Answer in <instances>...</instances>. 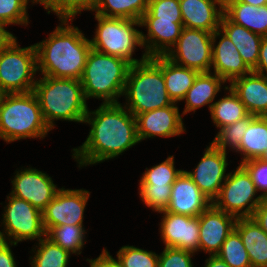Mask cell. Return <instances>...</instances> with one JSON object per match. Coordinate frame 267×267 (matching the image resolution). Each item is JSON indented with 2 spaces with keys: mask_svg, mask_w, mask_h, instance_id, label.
I'll list each match as a JSON object with an SVG mask.
<instances>
[{
  "mask_svg": "<svg viewBox=\"0 0 267 267\" xmlns=\"http://www.w3.org/2000/svg\"><path fill=\"white\" fill-rule=\"evenodd\" d=\"M91 125L86 141L73 148L78 167L113 159L139 143L136 117L121 103H102L87 112L84 122Z\"/></svg>",
  "mask_w": 267,
  "mask_h": 267,
  "instance_id": "6da1fadb",
  "label": "cell"
},
{
  "mask_svg": "<svg viewBox=\"0 0 267 267\" xmlns=\"http://www.w3.org/2000/svg\"><path fill=\"white\" fill-rule=\"evenodd\" d=\"M60 21L47 39L35 44L37 71L43 76L80 80L91 50L90 40L78 27L69 25V20Z\"/></svg>",
  "mask_w": 267,
  "mask_h": 267,
  "instance_id": "7a4b0ae2",
  "label": "cell"
},
{
  "mask_svg": "<svg viewBox=\"0 0 267 267\" xmlns=\"http://www.w3.org/2000/svg\"><path fill=\"white\" fill-rule=\"evenodd\" d=\"M33 92L51 130L55 120L84 122L88 106L80 80L43 76L36 79Z\"/></svg>",
  "mask_w": 267,
  "mask_h": 267,
  "instance_id": "3957f363",
  "label": "cell"
},
{
  "mask_svg": "<svg viewBox=\"0 0 267 267\" xmlns=\"http://www.w3.org/2000/svg\"><path fill=\"white\" fill-rule=\"evenodd\" d=\"M125 108L135 117L138 114L173 104L165 87L161 70V56L131 64L128 71L124 94Z\"/></svg>",
  "mask_w": 267,
  "mask_h": 267,
  "instance_id": "277c9868",
  "label": "cell"
},
{
  "mask_svg": "<svg viewBox=\"0 0 267 267\" xmlns=\"http://www.w3.org/2000/svg\"><path fill=\"white\" fill-rule=\"evenodd\" d=\"M131 63L91 48L80 78L85 99H102V103H120Z\"/></svg>",
  "mask_w": 267,
  "mask_h": 267,
  "instance_id": "5b68a950",
  "label": "cell"
},
{
  "mask_svg": "<svg viewBox=\"0 0 267 267\" xmlns=\"http://www.w3.org/2000/svg\"><path fill=\"white\" fill-rule=\"evenodd\" d=\"M51 131L33 91L7 93L0 104V138L10 143L26 138H44Z\"/></svg>",
  "mask_w": 267,
  "mask_h": 267,
  "instance_id": "8992f818",
  "label": "cell"
},
{
  "mask_svg": "<svg viewBox=\"0 0 267 267\" xmlns=\"http://www.w3.org/2000/svg\"><path fill=\"white\" fill-rule=\"evenodd\" d=\"M98 21L95 35L90 39L91 48L101 53L116 56L136 64L146 60L148 56L143 53L142 58L132 57L136 47H143L141 32L134 26H140V21L135 19L104 17L95 14Z\"/></svg>",
  "mask_w": 267,
  "mask_h": 267,
  "instance_id": "52a82bcc",
  "label": "cell"
},
{
  "mask_svg": "<svg viewBox=\"0 0 267 267\" xmlns=\"http://www.w3.org/2000/svg\"><path fill=\"white\" fill-rule=\"evenodd\" d=\"M37 72L35 44L21 48L14 37L0 49V83L7 93H27L34 89Z\"/></svg>",
  "mask_w": 267,
  "mask_h": 267,
  "instance_id": "ba28073f",
  "label": "cell"
},
{
  "mask_svg": "<svg viewBox=\"0 0 267 267\" xmlns=\"http://www.w3.org/2000/svg\"><path fill=\"white\" fill-rule=\"evenodd\" d=\"M257 192L249 173L239 164L233 174L227 173L226 180L212 204L236 219L251 218L263 200L261 195L255 196Z\"/></svg>",
  "mask_w": 267,
  "mask_h": 267,
  "instance_id": "9c48e42d",
  "label": "cell"
},
{
  "mask_svg": "<svg viewBox=\"0 0 267 267\" xmlns=\"http://www.w3.org/2000/svg\"><path fill=\"white\" fill-rule=\"evenodd\" d=\"M7 201L2 216L1 223L4 225V230L0 231V240H9L17 244L25 240L39 241L46 236L41 210L26 200L10 194L7 196Z\"/></svg>",
  "mask_w": 267,
  "mask_h": 267,
  "instance_id": "30bf717a",
  "label": "cell"
},
{
  "mask_svg": "<svg viewBox=\"0 0 267 267\" xmlns=\"http://www.w3.org/2000/svg\"><path fill=\"white\" fill-rule=\"evenodd\" d=\"M165 57L179 66L211 72L212 33L183 27L177 42Z\"/></svg>",
  "mask_w": 267,
  "mask_h": 267,
  "instance_id": "8fae6325",
  "label": "cell"
},
{
  "mask_svg": "<svg viewBox=\"0 0 267 267\" xmlns=\"http://www.w3.org/2000/svg\"><path fill=\"white\" fill-rule=\"evenodd\" d=\"M90 192L85 189L60 188L42 211L45 232L67 224L83 225L84 211Z\"/></svg>",
  "mask_w": 267,
  "mask_h": 267,
  "instance_id": "7c38bea8",
  "label": "cell"
},
{
  "mask_svg": "<svg viewBox=\"0 0 267 267\" xmlns=\"http://www.w3.org/2000/svg\"><path fill=\"white\" fill-rule=\"evenodd\" d=\"M11 183L13 189L10 195L26 200L41 211L60 189L48 174L32 167L16 171Z\"/></svg>",
  "mask_w": 267,
  "mask_h": 267,
  "instance_id": "4fadbf2b",
  "label": "cell"
},
{
  "mask_svg": "<svg viewBox=\"0 0 267 267\" xmlns=\"http://www.w3.org/2000/svg\"><path fill=\"white\" fill-rule=\"evenodd\" d=\"M227 153L217 149L212 143L205 152L194 171H185L198 188L213 202L226 180ZM226 174V175H225Z\"/></svg>",
  "mask_w": 267,
  "mask_h": 267,
  "instance_id": "5bb4252c",
  "label": "cell"
},
{
  "mask_svg": "<svg viewBox=\"0 0 267 267\" xmlns=\"http://www.w3.org/2000/svg\"><path fill=\"white\" fill-rule=\"evenodd\" d=\"M163 214L160 225L161 240L165 247L199 251V219L186 215L160 211Z\"/></svg>",
  "mask_w": 267,
  "mask_h": 267,
  "instance_id": "9a60e30c",
  "label": "cell"
},
{
  "mask_svg": "<svg viewBox=\"0 0 267 267\" xmlns=\"http://www.w3.org/2000/svg\"><path fill=\"white\" fill-rule=\"evenodd\" d=\"M199 251L217 255L234 229L236 218L211 204L199 216Z\"/></svg>",
  "mask_w": 267,
  "mask_h": 267,
  "instance_id": "2e32d148",
  "label": "cell"
},
{
  "mask_svg": "<svg viewBox=\"0 0 267 267\" xmlns=\"http://www.w3.org/2000/svg\"><path fill=\"white\" fill-rule=\"evenodd\" d=\"M177 103L138 114L137 136L141 142L147 138L179 136L185 132L182 115L179 113Z\"/></svg>",
  "mask_w": 267,
  "mask_h": 267,
  "instance_id": "e0dca14e",
  "label": "cell"
},
{
  "mask_svg": "<svg viewBox=\"0 0 267 267\" xmlns=\"http://www.w3.org/2000/svg\"><path fill=\"white\" fill-rule=\"evenodd\" d=\"M212 201L198 188L185 170L172 184L171 196L165 210L173 214L198 217Z\"/></svg>",
  "mask_w": 267,
  "mask_h": 267,
  "instance_id": "ac0fdd59",
  "label": "cell"
},
{
  "mask_svg": "<svg viewBox=\"0 0 267 267\" xmlns=\"http://www.w3.org/2000/svg\"><path fill=\"white\" fill-rule=\"evenodd\" d=\"M221 39L216 43L217 38ZM214 73L225 82L231 83L252 70L243 61L239 51L230 38L220 29L212 33V65Z\"/></svg>",
  "mask_w": 267,
  "mask_h": 267,
  "instance_id": "d6986e66",
  "label": "cell"
},
{
  "mask_svg": "<svg viewBox=\"0 0 267 267\" xmlns=\"http://www.w3.org/2000/svg\"><path fill=\"white\" fill-rule=\"evenodd\" d=\"M140 26L148 29L147 36L141 32L142 44L148 57L165 56L175 45L183 29V23L158 18H141Z\"/></svg>",
  "mask_w": 267,
  "mask_h": 267,
  "instance_id": "ffe728a7",
  "label": "cell"
},
{
  "mask_svg": "<svg viewBox=\"0 0 267 267\" xmlns=\"http://www.w3.org/2000/svg\"><path fill=\"white\" fill-rule=\"evenodd\" d=\"M179 3L183 27L210 33L220 29L224 8L218 0H179Z\"/></svg>",
  "mask_w": 267,
  "mask_h": 267,
  "instance_id": "44dd1931",
  "label": "cell"
},
{
  "mask_svg": "<svg viewBox=\"0 0 267 267\" xmlns=\"http://www.w3.org/2000/svg\"><path fill=\"white\" fill-rule=\"evenodd\" d=\"M249 114L262 116L267 113V76L251 71L230 83Z\"/></svg>",
  "mask_w": 267,
  "mask_h": 267,
  "instance_id": "7402d4cb",
  "label": "cell"
},
{
  "mask_svg": "<svg viewBox=\"0 0 267 267\" xmlns=\"http://www.w3.org/2000/svg\"><path fill=\"white\" fill-rule=\"evenodd\" d=\"M222 30L234 43L246 65L253 70L259 58L262 36L231 22L224 14L220 21Z\"/></svg>",
  "mask_w": 267,
  "mask_h": 267,
  "instance_id": "603a6c76",
  "label": "cell"
},
{
  "mask_svg": "<svg viewBox=\"0 0 267 267\" xmlns=\"http://www.w3.org/2000/svg\"><path fill=\"white\" fill-rule=\"evenodd\" d=\"M234 229L239 233L252 267H267V234L251 218L236 219Z\"/></svg>",
  "mask_w": 267,
  "mask_h": 267,
  "instance_id": "cb8c5ba5",
  "label": "cell"
},
{
  "mask_svg": "<svg viewBox=\"0 0 267 267\" xmlns=\"http://www.w3.org/2000/svg\"><path fill=\"white\" fill-rule=\"evenodd\" d=\"M223 8V14L231 22L243 26L262 37L267 36V4L256 7L231 0L227 2Z\"/></svg>",
  "mask_w": 267,
  "mask_h": 267,
  "instance_id": "d4e9b609",
  "label": "cell"
},
{
  "mask_svg": "<svg viewBox=\"0 0 267 267\" xmlns=\"http://www.w3.org/2000/svg\"><path fill=\"white\" fill-rule=\"evenodd\" d=\"M212 72H200L192 87L187 91L183 100H186L185 109L182 113L185 114L205 105L209 106V110L213 104L215 96L221 91V86L225 84V81Z\"/></svg>",
  "mask_w": 267,
  "mask_h": 267,
  "instance_id": "484cf974",
  "label": "cell"
},
{
  "mask_svg": "<svg viewBox=\"0 0 267 267\" xmlns=\"http://www.w3.org/2000/svg\"><path fill=\"white\" fill-rule=\"evenodd\" d=\"M161 70L168 96L173 103H178L184 99L200 73L195 69L179 66L165 56H161Z\"/></svg>",
  "mask_w": 267,
  "mask_h": 267,
  "instance_id": "4316f807",
  "label": "cell"
},
{
  "mask_svg": "<svg viewBox=\"0 0 267 267\" xmlns=\"http://www.w3.org/2000/svg\"><path fill=\"white\" fill-rule=\"evenodd\" d=\"M224 89L228 90L229 94L214 102L210 109L213 123L220 129L232 125L249 115L245 105L232 88L225 86Z\"/></svg>",
  "mask_w": 267,
  "mask_h": 267,
  "instance_id": "83f0119b",
  "label": "cell"
},
{
  "mask_svg": "<svg viewBox=\"0 0 267 267\" xmlns=\"http://www.w3.org/2000/svg\"><path fill=\"white\" fill-rule=\"evenodd\" d=\"M267 150V122L262 116H256L248 125L241 143L239 153L243 155L241 163L262 158Z\"/></svg>",
  "mask_w": 267,
  "mask_h": 267,
  "instance_id": "f1b7e54d",
  "label": "cell"
},
{
  "mask_svg": "<svg viewBox=\"0 0 267 267\" xmlns=\"http://www.w3.org/2000/svg\"><path fill=\"white\" fill-rule=\"evenodd\" d=\"M150 0H96L94 10L104 17L135 19L140 21Z\"/></svg>",
  "mask_w": 267,
  "mask_h": 267,
  "instance_id": "f546056e",
  "label": "cell"
},
{
  "mask_svg": "<svg viewBox=\"0 0 267 267\" xmlns=\"http://www.w3.org/2000/svg\"><path fill=\"white\" fill-rule=\"evenodd\" d=\"M83 225H62L51 227L46 232V237L70 254H81L84 246L85 232Z\"/></svg>",
  "mask_w": 267,
  "mask_h": 267,
  "instance_id": "4dcf8cb0",
  "label": "cell"
},
{
  "mask_svg": "<svg viewBox=\"0 0 267 267\" xmlns=\"http://www.w3.org/2000/svg\"><path fill=\"white\" fill-rule=\"evenodd\" d=\"M32 251L36 254L30 257L31 267H68L70 253L46 236L38 241V246L36 245Z\"/></svg>",
  "mask_w": 267,
  "mask_h": 267,
  "instance_id": "1f68e13d",
  "label": "cell"
},
{
  "mask_svg": "<svg viewBox=\"0 0 267 267\" xmlns=\"http://www.w3.org/2000/svg\"><path fill=\"white\" fill-rule=\"evenodd\" d=\"M230 267H252L239 233L233 229L217 254Z\"/></svg>",
  "mask_w": 267,
  "mask_h": 267,
  "instance_id": "d6a6232c",
  "label": "cell"
},
{
  "mask_svg": "<svg viewBox=\"0 0 267 267\" xmlns=\"http://www.w3.org/2000/svg\"><path fill=\"white\" fill-rule=\"evenodd\" d=\"M255 115L249 114L247 117L238 120L236 123L222 127L211 142L217 149H221L227 153V148L239 152L241 139L248 129V125L255 118Z\"/></svg>",
  "mask_w": 267,
  "mask_h": 267,
  "instance_id": "836d02e7",
  "label": "cell"
},
{
  "mask_svg": "<svg viewBox=\"0 0 267 267\" xmlns=\"http://www.w3.org/2000/svg\"><path fill=\"white\" fill-rule=\"evenodd\" d=\"M38 4L44 5L47 13L54 12L60 20L73 21V17L83 10L93 11L96 0H35Z\"/></svg>",
  "mask_w": 267,
  "mask_h": 267,
  "instance_id": "e575fe53",
  "label": "cell"
},
{
  "mask_svg": "<svg viewBox=\"0 0 267 267\" xmlns=\"http://www.w3.org/2000/svg\"><path fill=\"white\" fill-rule=\"evenodd\" d=\"M174 157L168 156L165 161L150 169L146 168L139 185L165 186L172 185L183 170H177L174 166Z\"/></svg>",
  "mask_w": 267,
  "mask_h": 267,
  "instance_id": "d590c367",
  "label": "cell"
},
{
  "mask_svg": "<svg viewBox=\"0 0 267 267\" xmlns=\"http://www.w3.org/2000/svg\"><path fill=\"white\" fill-rule=\"evenodd\" d=\"M116 256L120 267H158V254L134 246H122Z\"/></svg>",
  "mask_w": 267,
  "mask_h": 267,
  "instance_id": "8d00e7d4",
  "label": "cell"
},
{
  "mask_svg": "<svg viewBox=\"0 0 267 267\" xmlns=\"http://www.w3.org/2000/svg\"><path fill=\"white\" fill-rule=\"evenodd\" d=\"M33 4L35 0H30ZM29 0H0V22L5 25H28Z\"/></svg>",
  "mask_w": 267,
  "mask_h": 267,
  "instance_id": "74e56055",
  "label": "cell"
},
{
  "mask_svg": "<svg viewBox=\"0 0 267 267\" xmlns=\"http://www.w3.org/2000/svg\"><path fill=\"white\" fill-rule=\"evenodd\" d=\"M141 18H158V20L183 23L179 0H150L148 9Z\"/></svg>",
  "mask_w": 267,
  "mask_h": 267,
  "instance_id": "f35d334b",
  "label": "cell"
},
{
  "mask_svg": "<svg viewBox=\"0 0 267 267\" xmlns=\"http://www.w3.org/2000/svg\"><path fill=\"white\" fill-rule=\"evenodd\" d=\"M171 189L172 185H139V194L147 207L153 211L160 212L165 210L169 204Z\"/></svg>",
  "mask_w": 267,
  "mask_h": 267,
  "instance_id": "ab89813d",
  "label": "cell"
},
{
  "mask_svg": "<svg viewBox=\"0 0 267 267\" xmlns=\"http://www.w3.org/2000/svg\"><path fill=\"white\" fill-rule=\"evenodd\" d=\"M193 254L188 250L165 247L158 255V267H193Z\"/></svg>",
  "mask_w": 267,
  "mask_h": 267,
  "instance_id": "60d3db41",
  "label": "cell"
},
{
  "mask_svg": "<svg viewBox=\"0 0 267 267\" xmlns=\"http://www.w3.org/2000/svg\"><path fill=\"white\" fill-rule=\"evenodd\" d=\"M241 165L249 173L258 192L262 191L263 199H267V162L262 158L247 160Z\"/></svg>",
  "mask_w": 267,
  "mask_h": 267,
  "instance_id": "b9f144b4",
  "label": "cell"
},
{
  "mask_svg": "<svg viewBox=\"0 0 267 267\" xmlns=\"http://www.w3.org/2000/svg\"><path fill=\"white\" fill-rule=\"evenodd\" d=\"M16 243L0 240V267H17L11 246Z\"/></svg>",
  "mask_w": 267,
  "mask_h": 267,
  "instance_id": "7bdbcfd3",
  "label": "cell"
},
{
  "mask_svg": "<svg viewBox=\"0 0 267 267\" xmlns=\"http://www.w3.org/2000/svg\"><path fill=\"white\" fill-rule=\"evenodd\" d=\"M252 71L267 76V36L262 38L258 63Z\"/></svg>",
  "mask_w": 267,
  "mask_h": 267,
  "instance_id": "ee69618b",
  "label": "cell"
},
{
  "mask_svg": "<svg viewBox=\"0 0 267 267\" xmlns=\"http://www.w3.org/2000/svg\"><path fill=\"white\" fill-rule=\"evenodd\" d=\"M252 218L267 234V199L261 201L260 205L255 209Z\"/></svg>",
  "mask_w": 267,
  "mask_h": 267,
  "instance_id": "f6af8a7d",
  "label": "cell"
},
{
  "mask_svg": "<svg viewBox=\"0 0 267 267\" xmlns=\"http://www.w3.org/2000/svg\"><path fill=\"white\" fill-rule=\"evenodd\" d=\"M96 267H120L116 259L110 255L107 249H103L102 253L96 259H89Z\"/></svg>",
  "mask_w": 267,
  "mask_h": 267,
  "instance_id": "bcb514c9",
  "label": "cell"
},
{
  "mask_svg": "<svg viewBox=\"0 0 267 267\" xmlns=\"http://www.w3.org/2000/svg\"><path fill=\"white\" fill-rule=\"evenodd\" d=\"M5 24L0 22V49L5 47L15 36L5 29Z\"/></svg>",
  "mask_w": 267,
  "mask_h": 267,
  "instance_id": "7dc6e473",
  "label": "cell"
},
{
  "mask_svg": "<svg viewBox=\"0 0 267 267\" xmlns=\"http://www.w3.org/2000/svg\"><path fill=\"white\" fill-rule=\"evenodd\" d=\"M205 261L204 267H230L217 255H210Z\"/></svg>",
  "mask_w": 267,
  "mask_h": 267,
  "instance_id": "c3c4849f",
  "label": "cell"
},
{
  "mask_svg": "<svg viewBox=\"0 0 267 267\" xmlns=\"http://www.w3.org/2000/svg\"><path fill=\"white\" fill-rule=\"evenodd\" d=\"M241 3L250 4L256 7L263 6L267 4V0H236Z\"/></svg>",
  "mask_w": 267,
  "mask_h": 267,
  "instance_id": "681fc988",
  "label": "cell"
},
{
  "mask_svg": "<svg viewBox=\"0 0 267 267\" xmlns=\"http://www.w3.org/2000/svg\"><path fill=\"white\" fill-rule=\"evenodd\" d=\"M7 92L2 88L1 83H0V104L3 102Z\"/></svg>",
  "mask_w": 267,
  "mask_h": 267,
  "instance_id": "f907efd6",
  "label": "cell"
},
{
  "mask_svg": "<svg viewBox=\"0 0 267 267\" xmlns=\"http://www.w3.org/2000/svg\"><path fill=\"white\" fill-rule=\"evenodd\" d=\"M223 6L231 0H218Z\"/></svg>",
  "mask_w": 267,
  "mask_h": 267,
  "instance_id": "816d5d0a",
  "label": "cell"
},
{
  "mask_svg": "<svg viewBox=\"0 0 267 267\" xmlns=\"http://www.w3.org/2000/svg\"><path fill=\"white\" fill-rule=\"evenodd\" d=\"M262 159L267 162V150H266L265 154L262 156Z\"/></svg>",
  "mask_w": 267,
  "mask_h": 267,
  "instance_id": "f5cc1de1",
  "label": "cell"
},
{
  "mask_svg": "<svg viewBox=\"0 0 267 267\" xmlns=\"http://www.w3.org/2000/svg\"><path fill=\"white\" fill-rule=\"evenodd\" d=\"M86 261L90 263V267H96L89 259H87Z\"/></svg>",
  "mask_w": 267,
  "mask_h": 267,
  "instance_id": "db71d44e",
  "label": "cell"
},
{
  "mask_svg": "<svg viewBox=\"0 0 267 267\" xmlns=\"http://www.w3.org/2000/svg\"><path fill=\"white\" fill-rule=\"evenodd\" d=\"M262 117L265 119V121L267 122V113L263 114Z\"/></svg>",
  "mask_w": 267,
  "mask_h": 267,
  "instance_id": "11a10c76",
  "label": "cell"
}]
</instances>
